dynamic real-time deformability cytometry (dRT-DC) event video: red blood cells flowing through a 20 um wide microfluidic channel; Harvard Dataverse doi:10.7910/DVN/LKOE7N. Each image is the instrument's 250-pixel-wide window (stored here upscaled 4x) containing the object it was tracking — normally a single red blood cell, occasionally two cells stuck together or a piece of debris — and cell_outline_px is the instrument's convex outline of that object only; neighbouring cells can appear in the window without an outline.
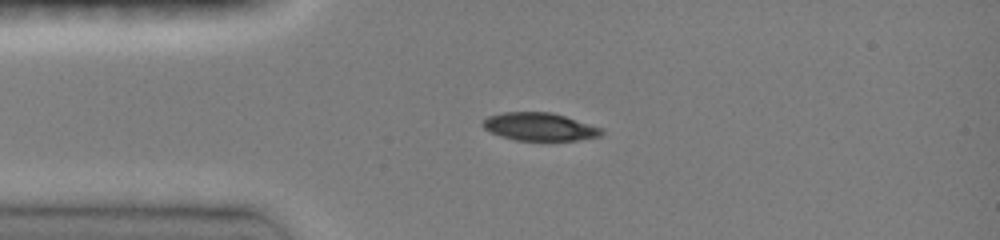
{"species": "common noctule bat (a hibernating species)", "species_latin": "Nyctalus noctula", "temperature_condition": "room temperature", "stored_images_in_passage": 21, "camera_frame_rate_fps": 3000, "um_per_image_px": 0.085, "animal": {"sex": "female", "body_mass_g": 19.0, "forearm_length_mm": 51.5}, "frame": {"image": 1, "passage_image": 7, "time_ms": 3.333, "image_size_px": [1000, 240], "cell_outline_px": [[604, 132], [600, 136], [576, 140], [516, 140], [500, 136], [484, 128], [480, 124], [488, 116], [504, 112], [552, 112], [604, 128]], "centroid_in_image_um": [45.88, 10.76], "position_along_channel_um": 39.1, "area_um2": 19.31}}
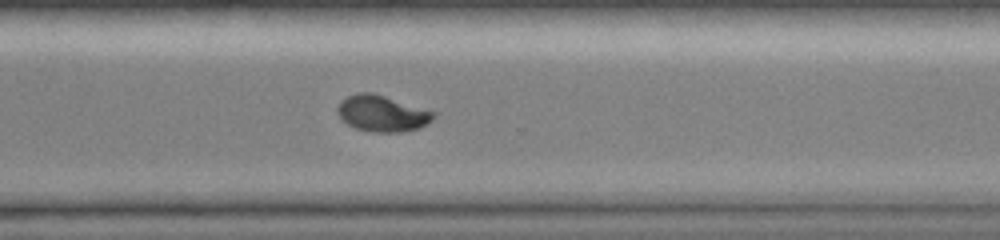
{"frame": {"image": 2, "passage_image": 21, "time_ms": 11.0, "image_size_px": [1000, 240], "cell_outline_px": [[436, 116], [428, 124], [420, 128], [400, 132], [372, 132], [356, 128], [348, 124], [340, 116], [336, 108], [340, 100], [356, 92], [372, 92], [436, 112]], "centroid_in_image_um": [32.49, 9.64], "position_along_channel_um": 338.1, "area_um2": 20.29}}